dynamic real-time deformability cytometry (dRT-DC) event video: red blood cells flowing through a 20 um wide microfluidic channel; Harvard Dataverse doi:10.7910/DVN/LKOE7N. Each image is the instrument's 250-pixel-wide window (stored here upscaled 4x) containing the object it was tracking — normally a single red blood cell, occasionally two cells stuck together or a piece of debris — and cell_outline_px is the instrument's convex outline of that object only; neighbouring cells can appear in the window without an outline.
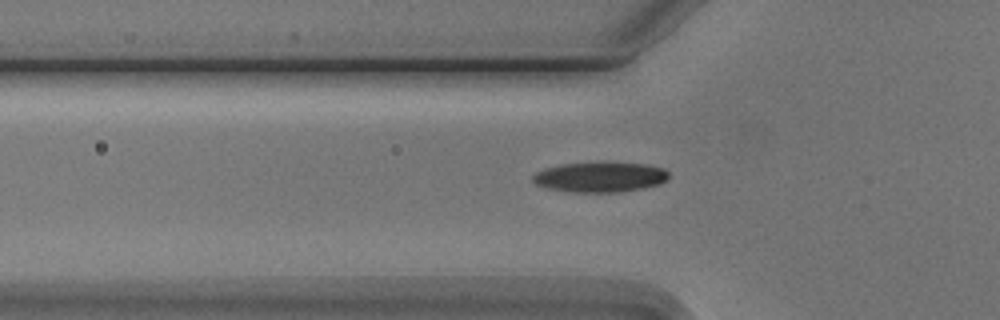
{"species": "Egyptian fruit bat (a non-hibernating species)", "species_latin": "Rousettus aegyptiacus", "temperature_condition": "cold", "stored_images_in_passage": 3, "segment_of_instrument_passage": [2, 2], "camera_frame_rate_fps": 3000, "um_per_image_px": 0.085, "animal": {"sex": "male"}, "frame": {"image": 1, "passage_image": 3, "time_ms": 2.333, "image_size_px": [1000, 320], "cell_outline_px": [[668, 176], [660, 184], [620, 192], [572, 192], [544, 188], [536, 184], [532, 180], [532, 176], [536, 172], [544, 168], [560, 164], [644, 164], [664, 168], [668, 172]], "centroid_in_image_um": [50.94, 15.07], "position_along_channel_um": 74.9, "area_um2": 23.29}}